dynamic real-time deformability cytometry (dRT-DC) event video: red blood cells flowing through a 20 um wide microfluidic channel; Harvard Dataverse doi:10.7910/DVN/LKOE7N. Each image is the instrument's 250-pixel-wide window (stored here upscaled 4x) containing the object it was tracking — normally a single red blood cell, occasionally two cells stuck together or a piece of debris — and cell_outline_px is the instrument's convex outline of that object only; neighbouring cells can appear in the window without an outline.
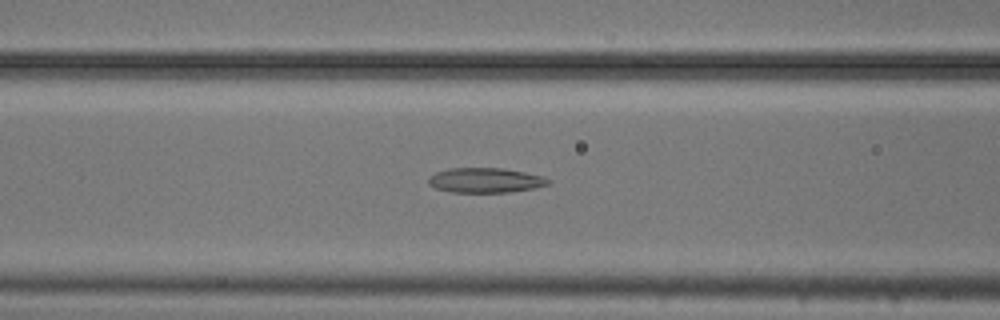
{"species": "common noctule bat (a hibernating species)", "species_latin": "Nyctalus noctula", "temperature_condition": "cold", "stored_images_in_passage": 52, "camera_frame_rate_fps": 3000, "um_per_image_px": 0.085, "animal": {"sex": "male", "body_mass_g": 20.5, "forearm_length_mm": 52.5}, "frame": {"image": 1, "passage_image": 20, "time_ms": 6.333, "image_size_px": [1000, 320], "cell_outline_px": [[552, 184], [532, 188], [508, 192], [448, 192], [436, 188], [428, 184], [428, 176], [436, 172], [448, 168], [504, 168], [524, 172], [540, 176], [552, 180]], "centroid_in_image_um": [41.23, 15.32], "position_along_channel_um": 125.4, "area_um2": 17.4}}
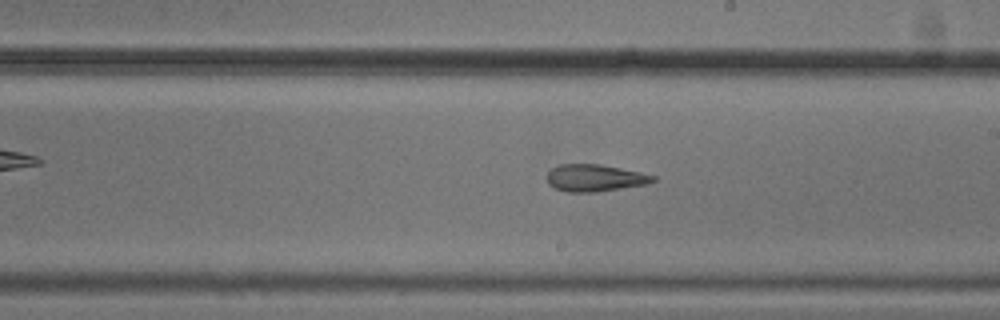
{"frame": {"image": 2, "passage_image": 29, "time_ms": 9.333, "image_size_px": [1000, 320], "cell_outline_px": [[656, 180], [648, 184], [596, 192], [568, 192], [556, 188], [548, 184], [544, 176], [552, 168], [560, 164], [600, 164], [640, 172], [656, 176]], "centroid_in_image_um": [50.54, 15.12], "position_along_channel_um": 238.5, "area_um2": 16.82}}
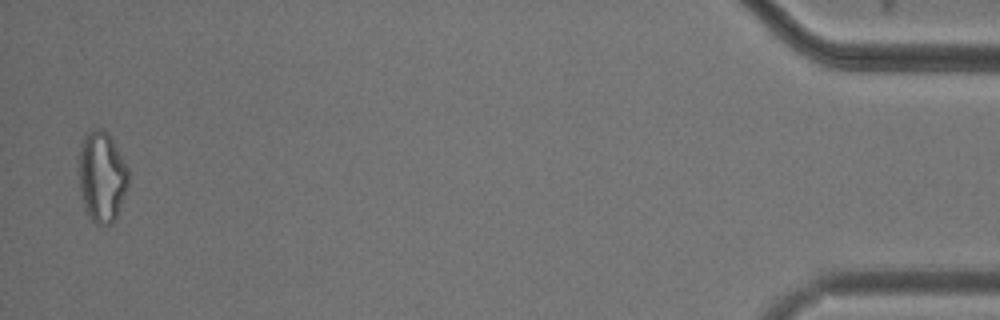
{"frame": {"image": 3, "passage_image": 51, "time_ms": 16.667, "image_size_px": [1000, 320], "cell_outline_px": [[128, 188], [116, 220], [112, 224], [96, 224], [88, 216], [84, 208], [80, 192], [76, 172], [80, 144], [84, 132], [92, 128], [100, 128], [108, 132], [128, 168]], "centroid_in_image_um": [8.61, 15.0], "position_along_channel_um": 426.6, "area_um2": 27.22}, "authors_computed_cell_mechanics": {"area_um2": 20.1144, "velocity_mm_per_s": 3.7617, "shape_relaxation_time_tau1_ms": null, "shape_relaxation_time_tau2_ms": 3.7487, "deformation_change_tau1": null, "deformation_change_tau2": 0.1374}}